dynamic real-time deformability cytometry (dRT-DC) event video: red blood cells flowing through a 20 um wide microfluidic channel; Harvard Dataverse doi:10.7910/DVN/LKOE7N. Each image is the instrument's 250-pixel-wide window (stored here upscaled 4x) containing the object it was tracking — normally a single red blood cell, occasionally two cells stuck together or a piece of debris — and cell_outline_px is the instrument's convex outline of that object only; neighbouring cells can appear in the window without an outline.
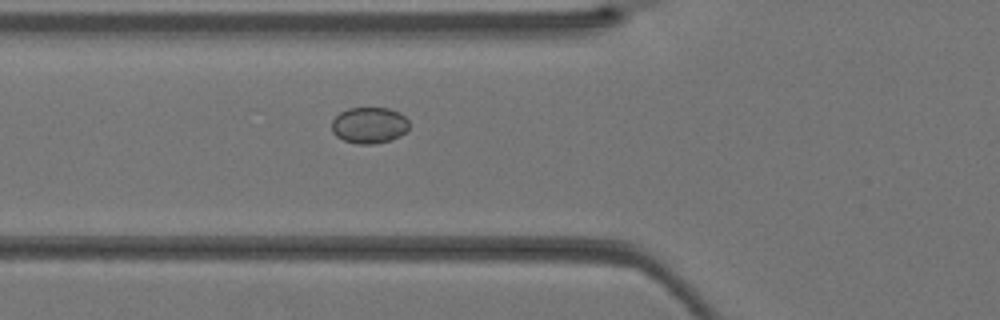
{"species": "Egyptian fruit bat (a non-hibernating species)", "species_latin": "Rousettus aegyptiacus", "temperature_condition": "warm", "stored_images_in_passage": 31, "camera_frame_rate_fps": 3000, "um_per_image_px": 0.085, "animal": {"sex": "female"}, "frame": {"image": 1, "passage_image": 8, "time_ms": 2.333, "image_size_px": [1000, 320], "cell_outline_px": [[408, 128], [400, 136], [392, 140], [372, 144], [356, 144], [344, 140], [336, 136], [332, 132], [332, 120], [340, 112], [348, 108], [388, 108], [400, 112], [408, 120]], "centroid_in_image_um": [31.38, 10.65], "position_along_channel_um": 94.4, "area_um2": 16.42}}
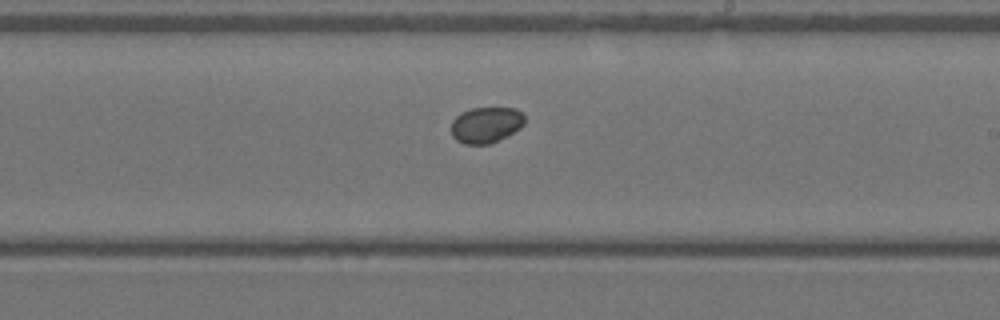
{"frame": {"image": 2, "passage_image": 17, "time_ms": 5.333, "image_size_px": [1000, 320], "cell_outline_px": [[524, 124], [520, 128], [508, 136], [488, 144], [464, 144], [456, 140], [452, 136], [452, 120], [460, 112], [472, 108], [516, 108], [524, 112]], "centroid_in_image_um": [41.32, 10.61], "position_along_channel_um": 247.7, "area_um2": 15.55}}
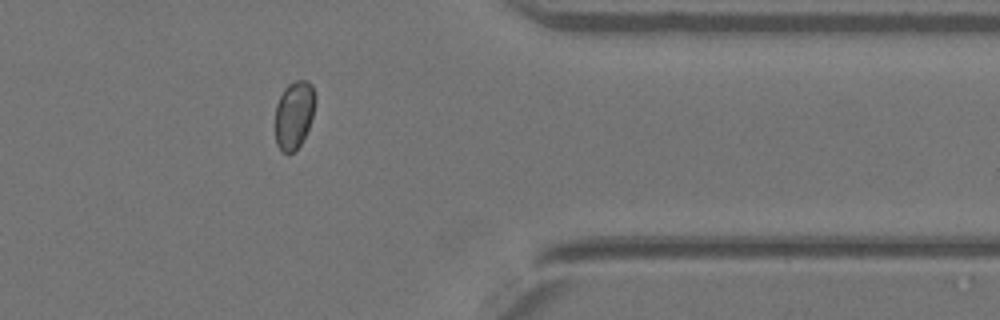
{"frame": {"image": 3, "passage_image": 26, "time_ms": 8.333, "image_size_px": [1000, 320], "cell_outline_px": [[316, 100], [312, 116], [308, 128], [300, 144], [288, 156], [280, 152], [276, 144], [276, 104], [284, 88], [288, 84], [296, 80], [308, 80], [312, 84], [316, 96]], "centroid_in_image_um": [24.99, 9.75], "position_along_channel_um": 386.4, "area_um2": 16.01}}